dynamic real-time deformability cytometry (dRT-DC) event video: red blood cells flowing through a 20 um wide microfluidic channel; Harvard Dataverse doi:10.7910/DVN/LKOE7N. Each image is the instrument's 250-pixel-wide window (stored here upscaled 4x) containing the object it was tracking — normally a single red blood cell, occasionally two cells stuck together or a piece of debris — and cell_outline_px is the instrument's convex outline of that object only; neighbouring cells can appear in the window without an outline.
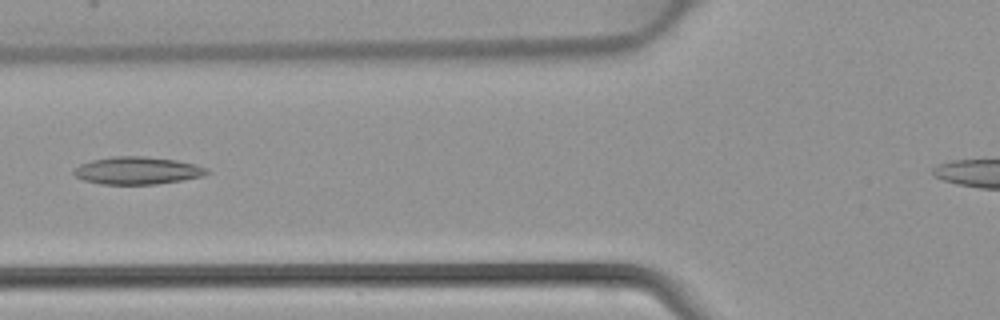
{"species": "common noctule bat (a hibernating species)", "species_latin": "Nyctalus noctula", "temperature_condition": "warm", "stored_images_in_passage": 30, "camera_frame_rate_fps": 3000, "um_per_image_px": 0.085, "animal": {"sex": "female", "body_mass_g": 22.7, "forearm_length_mm": 54.2}, "frame": {"image": 1, "passage_image": 7, "time_ms": 2.0, "image_size_px": [1000, 320], "cell_outline_px": [[212, 172], [204, 176], [156, 184], [100, 184], [84, 180], [76, 176], [72, 172], [80, 164], [92, 160], [112, 156], [144, 156], [176, 160], [196, 164], [208, 168]], "centroid_in_image_um": [11.71, 14.49], "position_along_channel_um": 114.1, "area_um2": 21.39}}
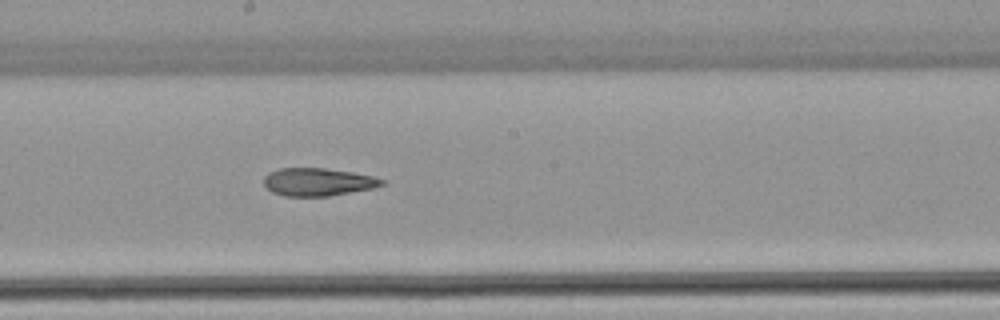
{"frame": {"image": 2, "passage_image": 14, "time_ms": 4.333, "image_size_px": [1000, 320], "cell_outline_px": [[384, 184], [376, 188], [328, 196], [284, 196], [272, 192], [264, 188], [264, 176], [268, 172], [280, 168], [324, 168], [352, 172], [372, 176], [384, 180]], "centroid_in_image_um": [26.99, 15.47], "position_along_channel_um": 221.2, "area_um2": 19.31}}
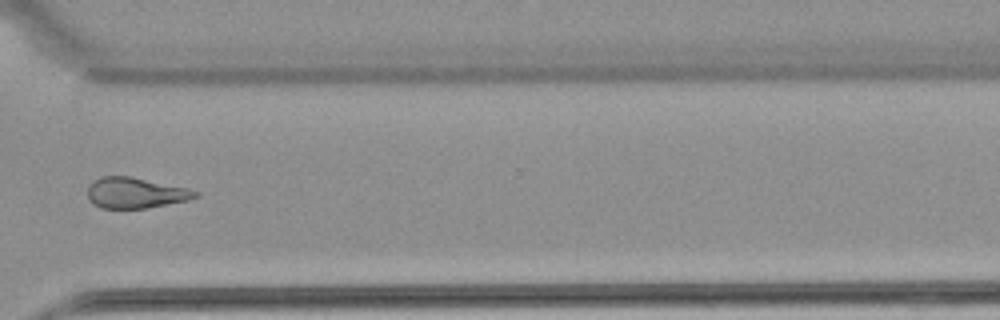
{"frame": {"image": 3, "passage_image": 23, "time_ms": 7.333, "image_size_px": [1000, 320], "cell_outline_px": [[200, 196], [188, 200], [144, 208], [100, 208], [92, 204], [88, 200], [88, 184], [92, 180], [100, 176], [128, 176], [188, 188], [200, 192]], "centroid_in_image_um": [11.48, 16.39], "position_along_channel_um": 359.1, "area_um2": 19.36}}